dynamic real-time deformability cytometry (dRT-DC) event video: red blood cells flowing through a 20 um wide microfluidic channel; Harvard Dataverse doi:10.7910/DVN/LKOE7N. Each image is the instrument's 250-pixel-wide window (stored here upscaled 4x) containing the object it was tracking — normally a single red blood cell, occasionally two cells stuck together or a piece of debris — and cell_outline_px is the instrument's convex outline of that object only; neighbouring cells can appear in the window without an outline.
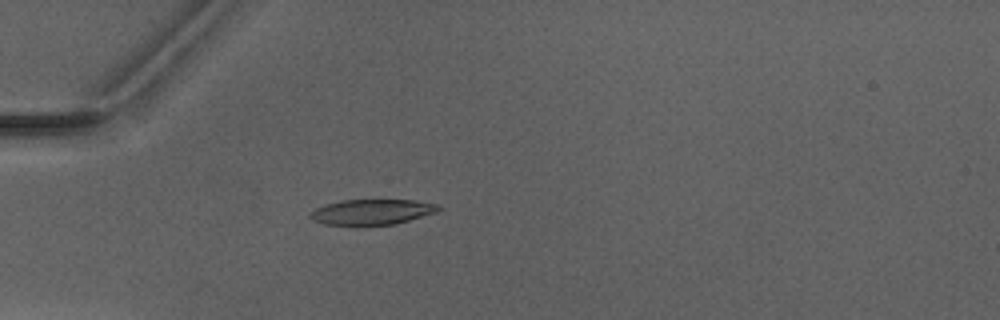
{"species": "Egyptian fruit bat (a non-hibernating species)", "species_latin": "Rousettus aegyptiacus", "temperature_condition": "warm", "stored_images_in_passage": 5, "camera_frame_rate_fps": 3000, "um_per_image_px": 0.085, "animal": {"sex": "male"}, "frame": {"image": 1, "passage_image": 5, "time_ms": 5.333, "image_size_px": [1000, 320], "cell_outline_px": [[444, 208], [436, 212], [396, 224], [356, 228], [324, 224], [312, 220], [308, 216], [316, 208], [340, 200], [412, 200], [436, 204]], "centroid_in_image_um": [31.58, 18.06], "position_along_channel_um": 53.4, "area_um2": 19.65}}